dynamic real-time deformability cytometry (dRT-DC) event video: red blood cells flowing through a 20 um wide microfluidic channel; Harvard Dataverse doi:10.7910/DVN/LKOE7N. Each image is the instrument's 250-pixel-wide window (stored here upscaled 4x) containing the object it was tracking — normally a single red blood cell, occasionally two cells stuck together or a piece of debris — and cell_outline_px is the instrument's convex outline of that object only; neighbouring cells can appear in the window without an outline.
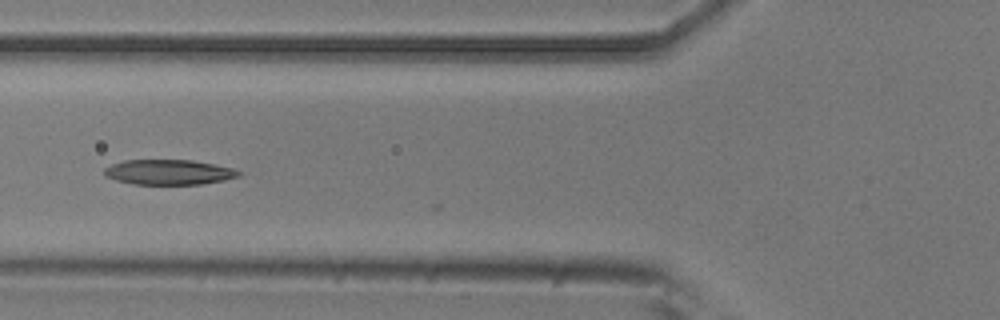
{"species": "common noctule bat (a hibernating species)", "species_latin": "Nyctalus noctula", "temperature_condition": "room temperature", "stored_images_in_passage": 9, "camera_frame_rate_fps": 3000, "um_per_image_px": 0.085, "animal": {"sex": "male", "body_mass_g": 20.5, "forearm_length_mm": 52.5}, "frame": {"image": 1, "passage_image": 5, "time_ms": 1.333, "image_size_px": [1000, 320], "cell_outline_px": [[240, 176], [224, 180], [200, 184], [132, 184], [116, 180], [104, 176], [104, 168], [112, 164], [124, 160], [192, 160], [232, 168], [240, 172]], "centroid_in_image_um": [14.31, 14.63], "position_along_channel_um": 111.5, "area_um2": 19.54}}
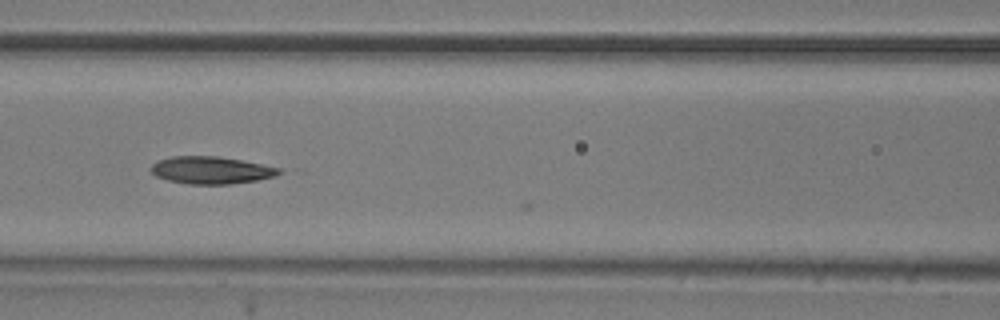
{"frame": {"image": 2, "passage_image": 8, "time_ms": 2.333, "image_size_px": [1000, 320], "cell_outline_px": [[284, 172], [276, 176], [256, 180], [232, 184], [188, 184], [168, 180], [156, 176], [148, 168], [156, 160], [172, 156], [220, 156], [280, 168]], "centroid_in_image_um": [17.92, 14.46], "position_along_channel_um": 148.7, "area_um2": 20.52}}